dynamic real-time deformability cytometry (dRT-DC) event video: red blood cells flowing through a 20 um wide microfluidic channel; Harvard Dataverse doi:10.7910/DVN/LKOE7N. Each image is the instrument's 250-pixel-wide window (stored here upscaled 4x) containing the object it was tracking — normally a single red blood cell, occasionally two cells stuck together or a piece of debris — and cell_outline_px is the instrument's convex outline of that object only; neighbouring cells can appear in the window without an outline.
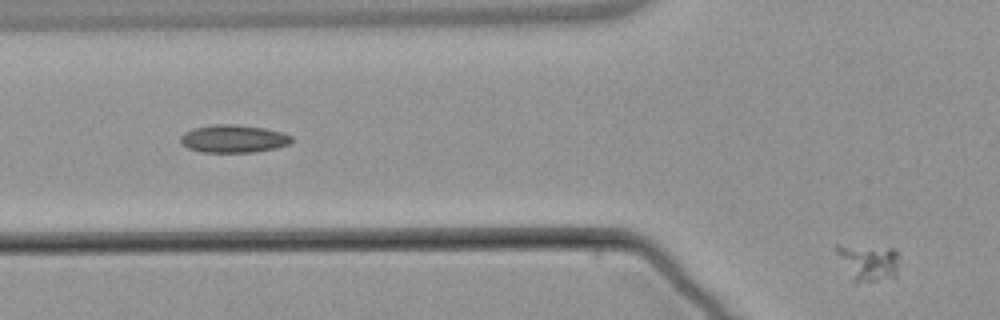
{"species": "common noctule bat (a hibernating species)", "species_latin": "Nyctalus noctula", "temperature_condition": "warm", "stored_images_in_passage": 6, "segment_of_instrument_passage": [2, 2], "camera_frame_rate_fps": 3000, "um_per_image_px": 0.085, "animal": {"sex": "male", "body_mass_g": 21.5, "forearm_length_mm": 52.0}, "frame": {"image": 1, "passage_image": 6, "time_ms": 6.0, "image_size_px": [1000, 320], "cell_outline_px": [[900, 256], [896, 276], [876, 280], [852, 280], [832, 248], [836, 244], [840, 244], [892, 248]], "centroid_in_image_um": [73.77, 22.23], "position_along_channel_um": 52.0, "area_um2": 13.41}}